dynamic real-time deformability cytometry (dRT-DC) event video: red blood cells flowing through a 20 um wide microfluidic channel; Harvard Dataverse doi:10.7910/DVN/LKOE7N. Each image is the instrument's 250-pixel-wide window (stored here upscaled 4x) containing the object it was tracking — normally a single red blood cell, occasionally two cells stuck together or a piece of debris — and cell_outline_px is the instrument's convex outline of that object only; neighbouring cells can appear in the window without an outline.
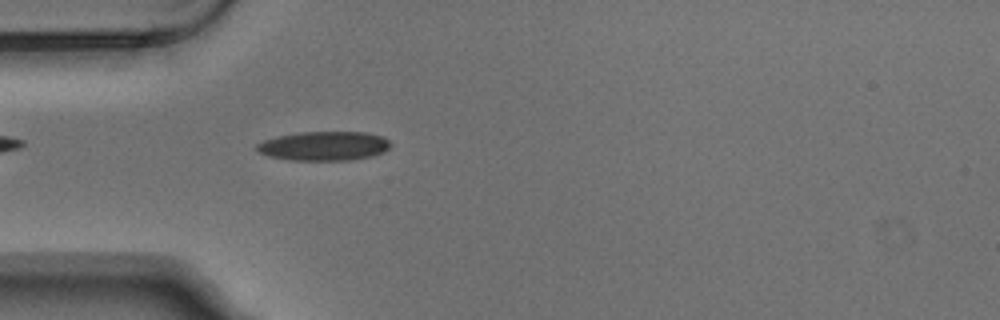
{"species": "Egyptian fruit bat (a non-hibernating species)", "species_latin": "Rousettus aegyptiacus", "temperature_condition": "warm", "stored_images_in_passage": 2, "camera_frame_rate_fps": 3000, "um_per_image_px": 0.085, "animal": {"sex": "male"}, "frame": {"image": 1, "passage_image": 2, "time_ms": 0.333, "image_size_px": [1000, 320], "cell_outline_px": [[392, 144], [384, 152], [372, 156], [352, 160], [292, 160], [268, 156], [260, 152], [256, 148], [256, 144], [264, 140], [280, 136], [300, 132], [364, 132], [384, 136]], "centroid_in_image_um": [27.58, 12.41], "position_along_channel_um": 57.4, "area_um2": 22.72}}